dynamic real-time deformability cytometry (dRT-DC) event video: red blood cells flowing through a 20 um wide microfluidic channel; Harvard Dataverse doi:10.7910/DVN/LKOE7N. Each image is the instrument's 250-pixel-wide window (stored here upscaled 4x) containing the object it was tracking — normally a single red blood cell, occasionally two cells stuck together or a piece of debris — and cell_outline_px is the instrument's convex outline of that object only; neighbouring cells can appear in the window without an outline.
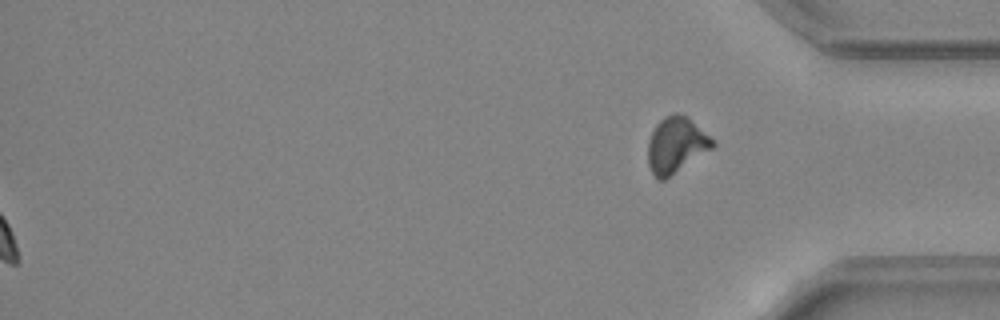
{"species": "common noctule bat (a hibernating species)", "species_latin": "Nyctalus noctula", "temperature_condition": "warm", "stored_images_in_passage": 44, "camera_frame_rate_fps": 3000, "um_per_image_px": 0.085, "animal": {"sex": "female", "body_mass_g": 24.6, "forearm_length_mm": 56.2}, "frame": {"image": 1, "passage_image": 44, "time_ms": 14.333, "image_size_px": [1000, 320], "cell_outline_px": [[716, 144], [712, 148], [664, 180], [656, 180], [648, 164], [648, 140], [656, 124], [664, 116], [676, 112], [688, 116], [716, 140]], "centroid_in_image_um": [57.48, 12.3], "position_along_channel_um": 377.7, "area_um2": 21.21}, "authors_computed_cell_mechanics": {"area_um2": 20.8658, "velocity_mm_per_s": 4.4281, "shape_relaxation_time_tau1_ms": 3.843, "shape_relaxation_time_tau2_ms": null, "deformation_change_tau1": 0.1046, "deformation_change_tau2": null}}